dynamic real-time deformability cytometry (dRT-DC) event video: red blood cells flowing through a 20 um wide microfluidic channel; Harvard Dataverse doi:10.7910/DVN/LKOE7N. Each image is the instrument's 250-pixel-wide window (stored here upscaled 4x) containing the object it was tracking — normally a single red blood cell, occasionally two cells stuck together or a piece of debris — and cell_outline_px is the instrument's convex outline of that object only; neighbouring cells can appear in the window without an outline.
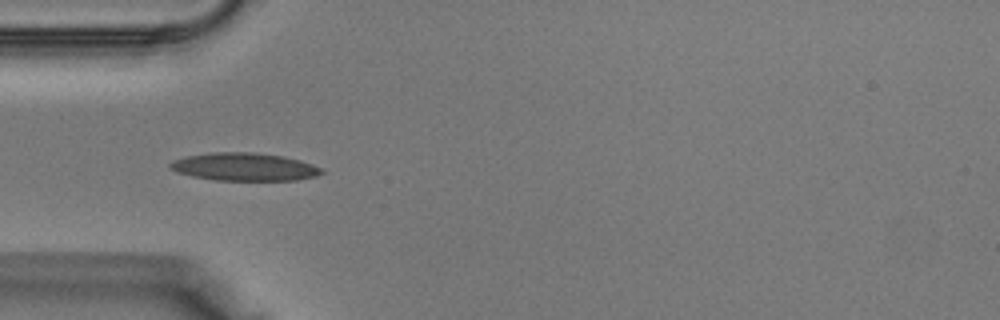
{"species": "Egyptian fruit bat (a non-hibernating species)", "species_latin": "Rousettus aegyptiacus", "temperature_condition": "warm", "stored_images_in_passage": 35, "camera_frame_rate_fps": 3000, "um_per_image_px": 0.085, "animal": {"sex": "male"}, "frame": {"image": 1, "passage_image": 8, "time_ms": 2.333, "image_size_px": [1000, 320], "cell_outline_px": [[324, 172], [316, 176], [296, 180], [216, 180], [192, 176], [176, 172], [168, 168], [168, 164], [172, 160], [188, 156], [212, 152], [252, 152], [284, 156], [300, 160], [312, 164], [320, 168]], "centroid_in_image_um": [20.74, 14.18], "position_along_channel_um": 64.3, "area_um2": 24.62}}
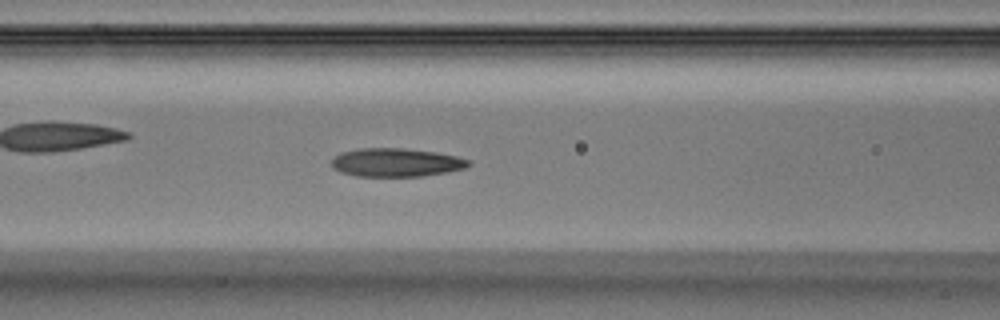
{"frame": {"image": 2, "passage_image": 12, "time_ms": 3.667, "image_size_px": [1000, 320], "cell_outline_px": [[472, 164], [464, 168], [444, 172], [420, 176], [356, 176], [340, 172], [332, 168], [332, 160], [340, 152], [360, 148], [404, 148], [436, 152], [456, 156], [472, 160]], "centroid_in_image_um": [33.66, 13.8], "position_along_channel_um": 132.9, "area_um2": 22.72}}
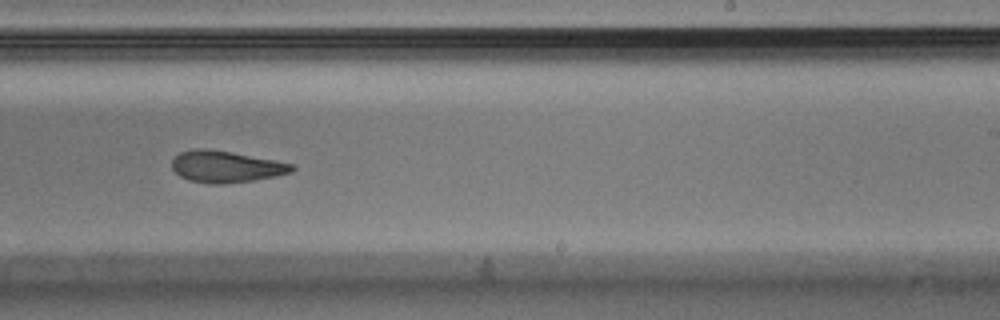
{"frame": {"image": 3, "passage_image": 20, "time_ms": 6.333, "image_size_px": [1000, 320], "cell_outline_px": [[296, 168], [292, 172], [276, 176], [252, 180], [224, 184], [208, 184], [188, 180], [180, 176], [172, 168], [172, 160], [180, 152], [196, 148], [204, 148], [232, 152], [276, 160], [292, 164]], "centroid_in_image_um": [19.2, 14.16], "position_along_channel_um": 269.8, "area_um2": 22.14}}